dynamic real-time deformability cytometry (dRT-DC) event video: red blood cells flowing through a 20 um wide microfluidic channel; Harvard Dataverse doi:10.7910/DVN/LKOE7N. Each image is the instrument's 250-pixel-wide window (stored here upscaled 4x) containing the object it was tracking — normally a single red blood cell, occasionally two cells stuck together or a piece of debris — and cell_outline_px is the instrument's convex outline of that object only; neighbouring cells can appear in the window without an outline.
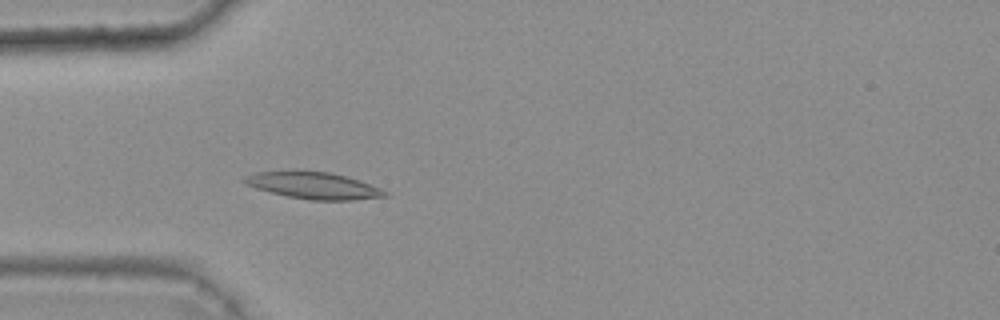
{"species": "common noctule bat (a hibernating species)", "species_latin": "Nyctalus noctula", "temperature_condition": "warm", "stored_images_in_passage": 46, "camera_frame_rate_fps": 3000, "um_per_image_px": 0.085, "animal": {"sex": "female", "body_mass_g": 25.1}, "frame": {"image": 1, "passage_image": 16, "time_ms": 5.0, "image_size_px": [1000, 320], "cell_outline_px": [[388, 196], [352, 200], [308, 200], [288, 196], [256, 188], [240, 180], [244, 176], [256, 172], [296, 168], [332, 172], [360, 180], [380, 188], [388, 192]], "centroid_in_image_um": [26.62, 15.72], "position_along_channel_um": 58.4, "area_um2": 22.6}}
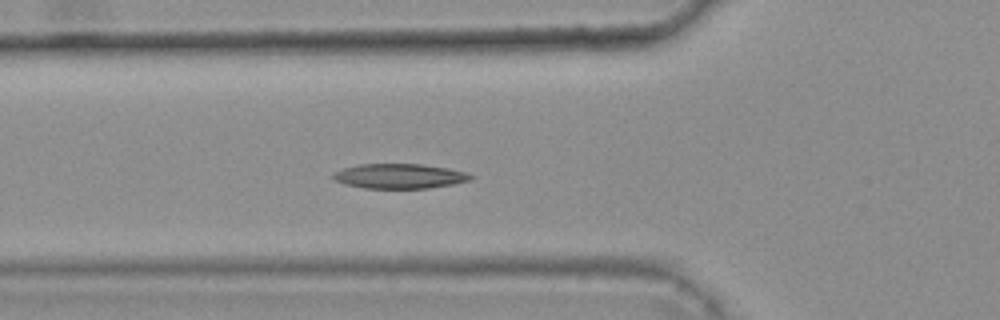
{"frame": {"image": 2, "passage_image": 19, "time_ms": 6.0, "image_size_px": [1000, 320], "cell_outline_px": [[476, 176], [472, 180], [452, 184], [428, 188], [364, 188], [344, 184], [332, 180], [332, 172], [344, 168], [360, 164], [420, 164], [448, 168], [464, 172]], "centroid_in_image_um": [33.93, 14.97], "position_along_channel_um": 91.9, "area_um2": 19.94}}
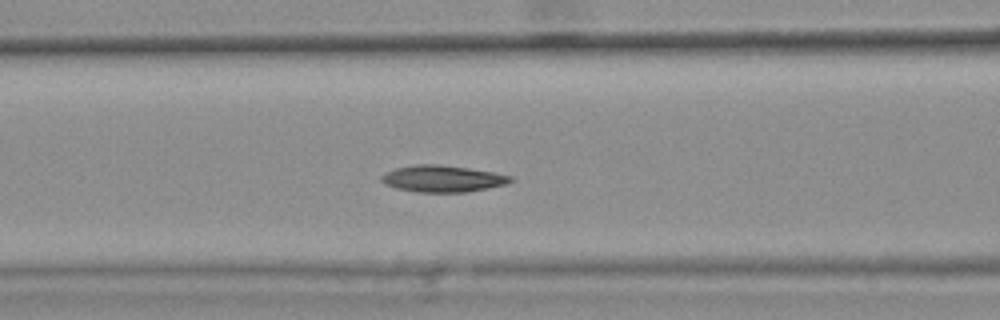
{"frame": {"image": 3, "passage_image": 22, "time_ms": 7.0, "image_size_px": [1000, 320], "cell_outline_px": [[516, 180], [508, 184], [468, 192], [420, 192], [396, 188], [384, 184], [380, 180], [380, 176], [384, 172], [396, 168], [416, 164], [440, 164], [468, 168], [492, 172], [512, 176]], "centroid_in_image_um": [37.63, 15.19], "position_along_channel_um": 129.0, "area_um2": 20.23}, "authors_computed_cell_mechanics": {"area_um2": 19.7387, "velocity_mm_per_s": 3.6908, "shape_relaxation_time_tau1_ms": 5.5966, "shape_relaxation_time_tau2_ms": 4.1126, "deformation_change_tau1": 0.1535, "deformation_change_tau2": 0.0944}}